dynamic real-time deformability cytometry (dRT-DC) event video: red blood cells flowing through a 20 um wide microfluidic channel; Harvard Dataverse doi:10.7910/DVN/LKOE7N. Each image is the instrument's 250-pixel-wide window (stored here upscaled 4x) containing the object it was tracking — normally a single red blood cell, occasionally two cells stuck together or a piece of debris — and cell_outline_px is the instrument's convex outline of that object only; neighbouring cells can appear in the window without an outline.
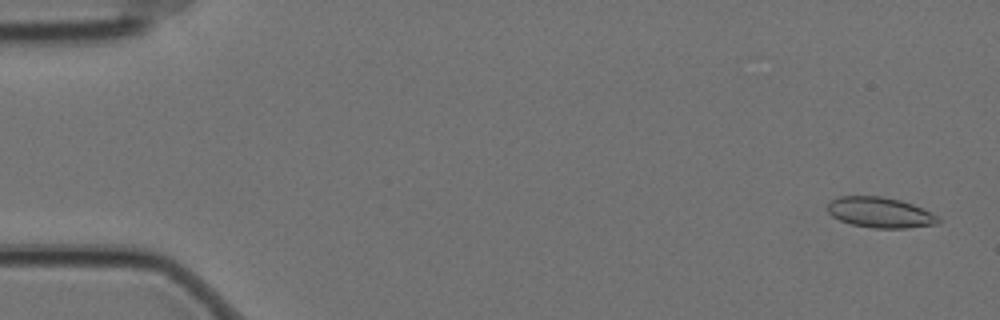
{"species": "Egyptian fruit bat (a non-hibernating species)", "species_latin": "Rousettus aegyptiacus", "temperature_condition": "cold", "stored_images_in_passage": 59, "camera_frame_rate_fps": 3000, "um_per_image_px": 0.085, "animal": {"sex": "female"}, "frame": {"image": 1, "passage_image": 3, "time_ms": 0.667, "image_size_px": [1000, 320], "cell_outline_px": [[940, 220], [936, 224], [908, 228], [872, 228], [852, 224], [840, 220], [832, 216], [828, 212], [828, 204], [832, 200], [840, 196], [880, 196], [900, 200], [912, 204], [940, 216]], "centroid_in_image_um": [74.82, 18.06], "position_along_channel_um": 10.2, "area_um2": 19.59}}
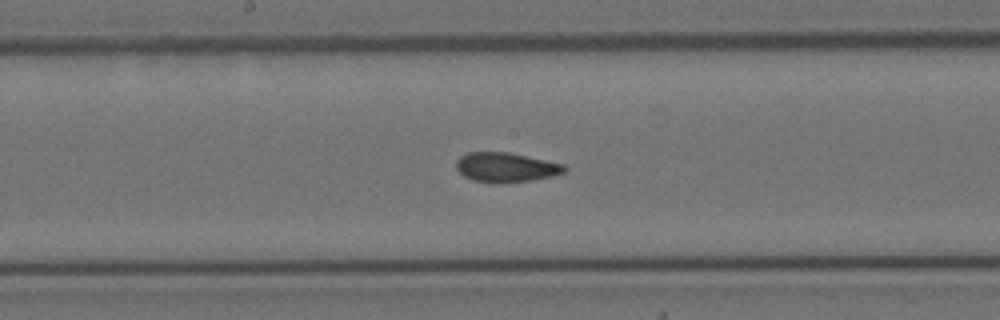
{"frame": {"image": 2, "passage_image": 31, "time_ms": 10.0, "image_size_px": [1000, 320], "cell_outline_px": [[568, 168], [564, 172], [552, 176], [532, 180], [496, 184], [492, 184], [472, 180], [464, 176], [456, 168], [456, 160], [460, 156], [468, 152], [508, 152], [564, 164]], "centroid_in_image_um": [42.98, 14.23], "position_along_channel_um": 205.2, "area_um2": 18.79}}
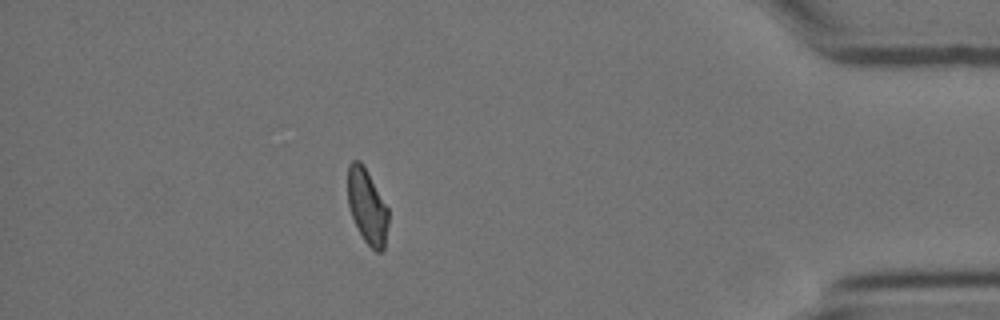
{"frame": {"image": 3, "passage_image": 52, "time_ms": 17.0, "image_size_px": [1000, 320], "cell_outline_px": [[388, 224], [384, 248], [380, 252], [376, 252], [364, 240], [352, 216], [348, 204], [348, 164], [352, 160], [360, 160], [388, 208]], "centroid_in_image_um": [31.21, 17.55], "position_along_channel_um": 404.0, "area_um2": 17.34}, "authors_computed_cell_mechanics": {"area_um2": 18.9006, "velocity_mm_per_s": 3.4799, "shape_relaxation_time_tau1_ms": null, "shape_relaxation_time_tau2_ms": 1.2699, "deformation_change_tau1": null, "deformation_change_tau2": 0.0551}}